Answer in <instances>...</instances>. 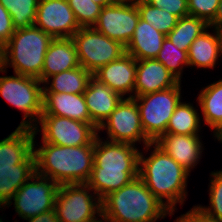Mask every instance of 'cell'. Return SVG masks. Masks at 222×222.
Masks as SVG:
<instances>
[{"mask_svg":"<svg viewBox=\"0 0 222 222\" xmlns=\"http://www.w3.org/2000/svg\"><path fill=\"white\" fill-rule=\"evenodd\" d=\"M94 139L93 168L87 185L102 200L138 177L140 151L135 145Z\"/></svg>","mask_w":222,"mask_h":222,"instance_id":"6da1fadb","label":"cell"},{"mask_svg":"<svg viewBox=\"0 0 222 222\" xmlns=\"http://www.w3.org/2000/svg\"><path fill=\"white\" fill-rule=\"evenodd\" d=\"M151 146L154 149L149 157H144L143 152L139 154L138 176L160 202L175 212L176 204L183 205L187 197L190 173L155 142Z\"/></svg>","mask_w":222,"mask_h":222,"instance_id":"7a4b0ae2","label":"cell"},{"mask_svg":"<svg viewBox=\"0 0 222 222\" xmlns=\"http://www.w3.org/2000/svg\"><path fill=\"white\" fill-rule=\"evenodd\" d=\"M102 222H156L173 215L138 176L101 200Z\"/></svg>","mask_w":222,"mask_h":222,"instance_id":"3957f363","label":"cell"},{"mask_svg":"<svg viewBox=\"0 0 222 222\" xmlns=\"http://www.w3.org/2000/svg\"><path fill=\"white\" fill-rule=\"evenodd\" d=\"M35 143L37 174L54 180L58 185L87 183L94 163V141L90 145L74 147L42 143L37 148Z\"/></svg>","mask_w":222,"mask_h":222,"instance_id":"277c9868","label":"cell"},{"mask_svg":"<svg viewBox=\"0 0 222 222\" xmlns=\"http://www.w3.org/2000/svg\"><path fill=\"white\" fill-rule=\"evenodd\" d=\"M52 40L49 34L34 25L15 30L6 44L7 68L11 65L14 74L39 78Z\"/></svg>","mask_w":222,"mask_h":222,"instance_id":"5b68a950","label":"cell"},{"mask_svg":"<svg viewBox=\"0 0 222 222\" xmlns=\"http://www.w3.org/2000/svg\"><path fill=\"white\" fill-rule=\"evenodd\" d=\"M41 84L43 83L38 78L17 73L14 76H0V95L24 113L18 127L32 129L39 127L38 122L43 111Z\"/></svg>","mask_w":222,"mask_h":222,"instance_id":"8992f818","label":"cell"},{"mask_svg":"<svg viewBox=\"0 0 222 222\" xmlns=\"http://www.w3.org/2000/svg\"><path fill=\"white\" fill-rule=\"evenodd\" d=\"M181 82L172 88L133 97L145 136L156 142L166 133L168 122L181 102Z\"/></svg>","mask_w":222,"mask_h":222,"instance_id":"52a82bcc","label":"cell"},{"mask_svg":"<svg viewBox=\"0 0 222 222\" xmlns=\"http://www.w3.org/2000/svg\"><path fill=\"white\" fill-rule=\"evenodd\" d=\"M89 191L93 189L86 183L59 185L54 205L59 222L103 221L98 219L102 217L101 199Z\"/></svg>","mask_w":222,"mask_h":222,"instance_id":"ba28073f","label":"cell"},{"mask_svg":"<svg viewBox=\"0 0 222 222\" xmlns=\"http://www.w3.org/2000/svg\"><path fill=\"white\" fill-rule=\"evenodd\" d=\"M72 39L80 66L92 74L126 53L120 42L108 38L94 27H81Z\"/></svg>","mask_w":222,"mask_h":222,"instance_id":"9c48e42d","label":"cell"},{"mask_svg":"<svg viewBox=\"0 0 222 222\" xmlns=\"http://www.w3.org/2000/svg\"><path fill=\"white\" fill-rule=\"evenodd\" d=\"M34 133L40 132L42 143L58 146L90 145L98 135V129L91 123H84L67 117L41 115Z\"/></svg>","mask_w":222,"mask_h":222,"instance_id":"30bf717a","label":"cell"},{"mask_svg":"<svg viewBox=\"0 0 222 222\" xmlns=\"http://www.w3.org/2000/svg\"><path fill=\"white\" fill-rule=\"evenodd\" d=\"M106 130L107 140L136 145L143 141L144 149L151 147V141L145 136L141 125L139 110L134 98H123L110 116L98 128Z\"/></svg>","mask_w":222,"mask_h":222,"instance_id":"8fae6325","label":"cell"},{"mask_svg":"<svg viewBox=\"0 0 222 222\" xmlns=\"http://www.w3.org/2000/svg\"><path fill=\"white\" fill-rule=\"evenodd\" d=\"M58 189L54 180L35 172L12 198L16 213L26 220L54 209Z\"/></svg>","mask_w":222,"mask_h":222,"instance_id":"7c38bea8","label":"cell"},{"mask_svg":"<svg viewBox=\"0 0 222 222\" xmlns=\"http://www.w3.org/2000/svg\"><path fill=\"white\" fill-rule=\"evenodd\" d=\"M139 18L140 14L134 0L114 2L102 8L93 27L126 47L133 37Z\"/></svg>","mask_w":222,"mask_h":222,"instance_id":"4fadbf2b","label":"cell"},{"mask_svg":"<svg viewBox=\"0 0 222 222\" xmlns=\"http://www.w3.org/2000/svg\"><path fill=\"white\" fill-rule=\"evenodd\" d=\"M34 26L53 39L72 38L81 28L67 0H39Z\"/></svg>","mask_w":222,"mask_h":222,"instance_id":"5bb4252c","label":"cell"},{"mask_svg":"<svg viewBox=\"0 0 222 222\" xmlns=\"http://www.w3.org/2000/svg\"><path fill=\"white\" fill-rule=\"evenodd\" d=\"M93 76L123 98L134 97L136 59L125 53L119 59L100 67ZM132 94V95H131Z\"/></svg>","mask_w":222,"mask_h":222,"instance_id":"9a60e30c","label":"cell"},{"mask_svg":"<svg viewBox=\"0 0 222 222\" xmlns=\"http://www.w3.org/2000/svg\"><path fill=\"white\" fill-rule=\"evenodd\" d=\"M180 81L156 58L136 60L134 97L163 91Z\"/></svg>","mask_w":222,"mask_h":222,"instance_id":"2e32d148","label":"cell"},{"mask_svg":"<svg viewBox=\"0 0 222 222\" xmlns=\"http://www.w3.org/2000/svg\"><path fill=\"white\" fill-rule=\"evenodd\" d=\"M155 143L189 173L203 152L199 135L163 134Z\"/></svg>","mask_w":222,"mask_h":222,"instance_id":"e0dca14e","label":"cell"},{"mask_svg":"<svg viewBox=\"0 0 222 222\" xmlns=\"http://www.w3.org/2000/svg\"><path fill=\"white\" fill-rule=\"evenodd\" d=\"M91 124L97 129L115 110L123 97L92 76L83 93Z\"/></svg>","mask_w":222,"mask_h":222,"instance_id":"ac0fdd59","label":"cell"},{"mask_svg":"<svg viewBox=\"0 0 222 222\" xmlns=\"http://www.w3.org/2000/svg\"><path fill=\"white\" fill-rule=\"evenodd\" d=\"M41 115H55L91 123L83 94L43 92V111Z\"/></svg>","mask_w":222,"mask_h":222,"instance_id":"d6986e66","label":"cell"},{"mask_svg":"<svg viewBox=\"0 0 222 222\" xmlns=\"http://www.w3.org/2000/svg\"><path fill=\"white\" fill-rule=\"evenodd\" d=\"M77 49L72 38L53 39L47 49L41 76L42 83L49 77L79 67Z\"/></svg>","mask_w":222,"mask_h":222,"instance_id":"ffe728a7","label":"cell"},{"mask_svg":"<svg viewBox=\"0 0 222 222\" xmlns=\"http://www.w3.org/2000/svg\"><path fill=\"white\" fill-rule=\"evenodd\" d=\"M36 135L32 128L17 127L0 140V169L17 168L22 164L34 152Z\"/></svg>","mask_w":222,"mask_h":222,"instance_id":"44dd1931","label":"cell"},{"mask_svg":"<svg viewBox=\"0 0 222 222\" xmlns=\"http://www.w3.org/2000/svg\"><path fill=\"white\" fill-rule=\"evenodd\" d=\"M166 35L139 18L133 37L125 47V52L136 60L156 58Z\"/></svg>","mask_w":222,"mask_h":222,"instance_id":"7402d4cb","label":"cell"},{"mask_svg":"<svg viewBox=\"0 0 222 222\" xmlns=\"http://www.w3.org/2000/svg\"><path fill=\"white\" fill-rule=\"evenodd\" d=\"M212 29L214 31L212 34L207 29L190 45L188 50L189 67L213 69L216 66L218 58L222 56V44L218 29Z\"/></svg>","mask_w":222,"mask_h":222,"instance_id":"603a6c76","label":"cell"},{"mask_svg":"<svg viewBox=\"0 0 222 222\" xmlns=\"http://www.w3.org/2000/svg\"><path fill=\"white\" fill-rule=\"evenodd\" d=\"M36 172L34 152L17 168L0 169V208L11 206L18 189Z\"/></svg>","mask_w":222,"mask_h":222,"instance_id":"cb8c5ba5","label":"cell"},{"mask_svg":"<svg viewBox=\"0 0 222 222\" xmlns=\"http://www.w3.org/2000/svg\"><path fill=\"white\" fill-rule=\"evenodd\" d=\"M92 76L93 74L82 66L66 70L49 77L44 82L47 86H43V92L83 94Z\"/></svg>","mask_w":222,"mask_h":222,"instance_id":"d4e9b609","label":"cell"},{"mask_svg":"<svg viewBox=\"0 0 222 222\" xmlns=\"http://www.w3.org/2000/svg\"><path fill=\"white\" fill-rule=\"evenodd\" d=\"M197 98L204 124L214 130L222 122V79L203 88Z\"/></svg>","mask_w":222,"mask_h":222,"instance_id":"484cf974","label":"cell"},{"mask_svg":"<svg viewBox=\"0 0 222 222\" xmlns=\"http://www.w3.org/2000/svg\"><path fill=\"white\" fill-rule=\"evenodd\" d=\"M209 28L210 26L205 20L186 16L178 19L176 26L166 37L178 49L188 51L193 41Z\"/></svg>","mask_w":222,"mask_h":222,"instance_id":"4316f807","label":"cell"},{"mask_svg":"<svg viewBox=\"0 0 222 222\" xmlns=\"http://www.w3.org/2000/svg\"><path fill=\"white\" fill-rule=\"evenodd\" d=\"M200 116L190 103L180 102L171 116L165 134L199 135Z\"/></svg>","mask_w":222,"mask_h":222,"instance_id":"83f0119b","label":"cell"},{"mask_svg":"<svg viewBox=\"0 0 222 222\" xmlns=\"http://www.w3.org/2000/svg\"><path fill=\"white\" fill-rule=\"evenodd\" d=\"M11 15L15 30L34 25L39 0H0Z\"/></svg>","mask_w":222,"mask_h":222,"instance_id":"f1b7e54d","label":"cell"},{"mask_svg":"<svg viewBox=\"0 0 222 222\" xmlns=\"http://www.w3.org/2000/svg\"><path fill=\"white\" fill-rule=\"evenodd\" d=\"M138 8L140 18L163 34H169L176 26L178 17L169 14L165 10L150 5L145 0H134Z\"/></svg>","mask_w":222,"mask_h":222,"instance_id":"f546056e","label":"cell"},{"mask_svg":"<svg viewBox=\"0 0 222 222\" xmlns=\"http://www.w3.org/2000/svg\"><path fill=\"white\" fill-rule=\"evenodd\" d=\"M180 82L184 66L188 68V51H183L172 44L169 38H165L162 47L156 57Z\"/></svg>","mask_w":222,"mask_h":222,"instance_id":"4dcf8cb0","label":"cell"},{"mask_svg":"<svg viewBox=\"0 0 222 222\" xmlns=\"http://www.w3.org/2000/svg\"><path fill=\"white\" fill-rule=\"evenodd\" d=\"M80 27H93L103 6L92 0H67Z\"/></svg>","mask_w":222,"mask_h":222,"instance_id":"1f68e13d","label":"cell"},{"mask_svg":"<svg viewBox=\"0 0 222 222\" xmlns=\"http://www.w3.org/2000/svg\"><path fill=\"white\" fill-rule=\"evenodd\" d=\"M212 179L209 184V205L208 207L199 205L198 207L210 217L222 221V170L212 171Z\"/></svg>","mask_w":222,"mask_h":222,"instance_id":"d6a6232c","label":"cell"},{"mask_svg":"<svg viewBox=\"0 0 222 222\" xmlns=\"http://www.w3.org/2000/svg\"><path fill=\"white\" fill-rule=\"evenodd\" d=\"M189 16L205 20L210 24L216 16L220 0H187Z\"/></svg>","mask_w":222,"mask_h":222,"instance_id":"836d02e7","label":"cell"},{"mask_svg":"<svg viewBox=\"0 0 222 222\" xmlns=\"http://www.w3.org/2000/svg\"><path fill=\"white\" fill-rule=\"evenodd\" d=\"M152 6L165 10L178 18L189 16L187 0H145Z\"/></svg>","mask_w":222,"mask_h":222,"instance_id":"e575fe53","label":"cell"},{"mask_svg":"<svg viewBox=\"0 0 222 222\" xmlns=\"http://www.w3.org/2000/svg\"><path fill=\"white\" fill-rule=\"evenodd\" d=\"M14 32L15 28L11 15L0 3V43L6 45Z\"/></svg>","mask_w":222,"mask_h":222,"instance_id":"d590c367","label":"cell"},{"mask_svg":"<svg viewBox=\"0 0 222 222\" xmlns=\"http://www.w3.org/2000/svg\"><path fill=\"white\" fill-rule=\"evenodd\" d=\"M181 217L185 222H222L221 220L207 215L198 207V205L194 206L191 208V210L181 215Z\"/></svg>","mask_w":222,"mask_h":222,"instance_id":"8d00e7d4","label":"cell"},{"mask_svg":"<svg viewBox=\"0 0 222 222\" xmlns=\"http://www.w3.org/2000/svg\"><path fill=\"white\" fill-rule=\"evenodd\" d=\"M28 222H59L54 209L38 214L32 218L26 219Z\"/></svg>","mask_w":222,"mask_h":222,"instance_id":"74e56055","label":"cell"},{"mask_svg":"<svg viewBox=\"0 0 222 222\" xmlns=\"http://www.w3.org/2000/svg\"><path fill=\"white\" fill-rule=\"evenodd\" d=\"M221 25H222V0L219 1L215 19L209 24V26L210 29L213 27L218 29Z\"/></svg>","mask_w":222,"mask_h":222,"instance_id":"f35d334b","label":"cell"},{"mask_svg":"<svg viewBox=\"0 0 222 222\" xmlns=\"http://www.w3.org/2000/svg\"><path fill=\"white\" fill-rule=\"evenodd\" d=\"M7 68L6 45L0 43V72L5 73Z\"/></svg>","mask_w":222,"mask_h":222,"instance_id":"ab89813d","label":"cell"},{"mask_svg":"<svg viewBox=\"0 0 222 222\" xmlns=\"http://www.w3.org/2000/svg\"><path fill=\"white\" fill-rule=\"evenodd\" d=\"M213 133V137L222 143V122L214 129Z\"/></svg>","mask_w":222,"mask_h":222,"instance_id":"60d3db41","label":"cell"},{"mask_svg":"<svg viewBox=\"0 0 222 222\" xmlns=\"http://www.w3.org/2000/svg\"><path fill=\"white\" fill-rule=\"evenodd\" d=\"M92 1L98 3L99 5H102L103 7L114 3L113 0H92Z\"/></svg>","mask_w":222,"mask_h":222,"instance_id":"b9f144b4","label":"cell"},{"mask_svg":"<svg viewBox=\"0 0 222 222\" xmlns=\"http://www.w3.org/2000/svg\"><path fill=\"white\" fill-rule=\"evenodd\" d=\"M175 222H185V221L181 216H179L176 218Z\"/></svg>","mask_w":222,"mask_h":222,"instance_id":"7bdbcfd3","label":"cell"},{"mask_svg":"<svg viewBox=\"0 0 222 222\" xmlns=\"http://www.w3.org/2000/svg\"><path fill=\"white\" fill-rule=\"evenodd\" d=\"M218 31H219V33H220L221 44H222V25L218 28Z\"/></svg>","mask_w":222,"mask_h":222,"instance_id":"ee69618b","label":"cell"},{"mask_svg":"<svg viewBox=\"0 0 222 222\" xmlns=\"http://www.w3.org/2000/svg\"><path fill=\"white\" fill-rule=\"evenodd\" d=\"M114 2H130V1H133V0H113Z\"/></svg>","mask_w":222,"mask_h":222,"instance_id":"f6af8a7d","label":"cell"}]
</instances>
